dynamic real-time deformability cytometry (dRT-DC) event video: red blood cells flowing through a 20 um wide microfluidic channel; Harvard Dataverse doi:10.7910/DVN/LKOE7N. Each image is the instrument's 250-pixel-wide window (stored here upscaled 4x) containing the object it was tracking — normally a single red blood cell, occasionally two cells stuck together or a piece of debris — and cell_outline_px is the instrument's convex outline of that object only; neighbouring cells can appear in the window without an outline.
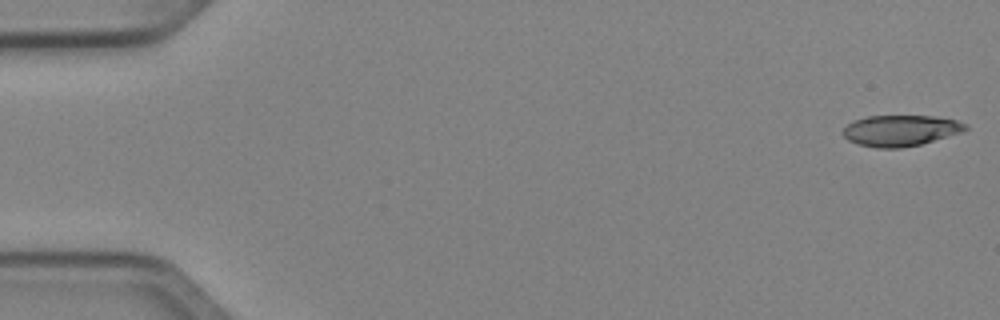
{"species": "Egyptian fruit bat (a non-hibernating species)", "species_latin": "Rousettus aegyptiacus", "temperature_condition": "cold", "stored_images_in_passage": 7, "camera_frame_rate_fps": 3000, "um_per_image_px": 0.085, "animal": {"sex": "female"}, "frame": {"image": 1, "passage_image": 1, "time_ms": 0.0, "image_size_px": [1000, 320], "cell_outline_px": [[968, 128], [964, 132], [920, 144], [900, 148], [876, 148], [860, 144], [848, 140], [840, 132], [848, 124], [856, 120], [868, 116], [932, 116], [956, 120], [968, 124]], "centroid_in_image_um": [76.57, 11.1], "position_along_channel_um": 8.4, "area_um2": 22.08}}